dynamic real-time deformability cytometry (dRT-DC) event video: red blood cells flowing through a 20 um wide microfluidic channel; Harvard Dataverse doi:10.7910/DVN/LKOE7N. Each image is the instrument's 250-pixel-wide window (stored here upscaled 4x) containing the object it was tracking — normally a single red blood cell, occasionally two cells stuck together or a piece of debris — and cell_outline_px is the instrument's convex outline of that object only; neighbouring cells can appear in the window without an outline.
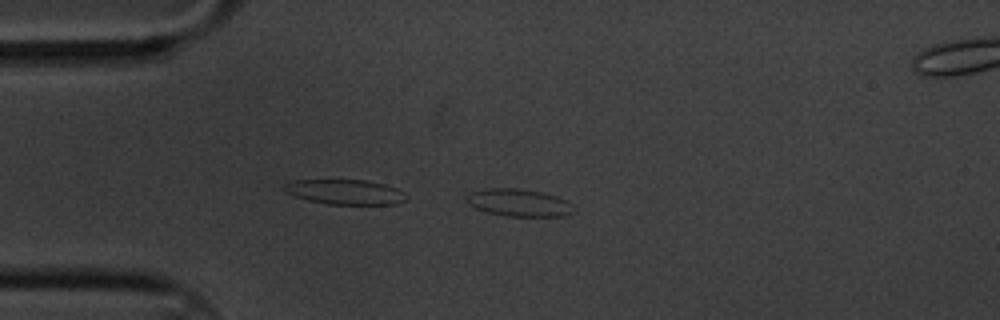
{"species": "common noctule bat (a hibernating species)", "species_latin": "Nyctalus noctula", "temperature_condition": "cold", "stored_images_in_passage": 5, "camera_frame_rate_fps": 3000, "um_per_image_px": 0.085, "animal": {"sex": "male", "body_mass_g": 20.1, "forearm_length_mm": 53.5}, "frame": {"image": 1, "passage_image": 2, "time_ms": 0.333, "image_size_px": [1000, 320], "cell_outline_px": [[572, 212], [564, 216], [508, 216], [488, 212], [476, 208], [468, 204], [468, 196], [472, 192], [488, 188], [516, 188], [544, 192], [568, 200], [572, 204]], "centroid_in_image_um": [44.15, 17.22], "position_along_channel_um": 40.9, "area_um2": 16.94}}
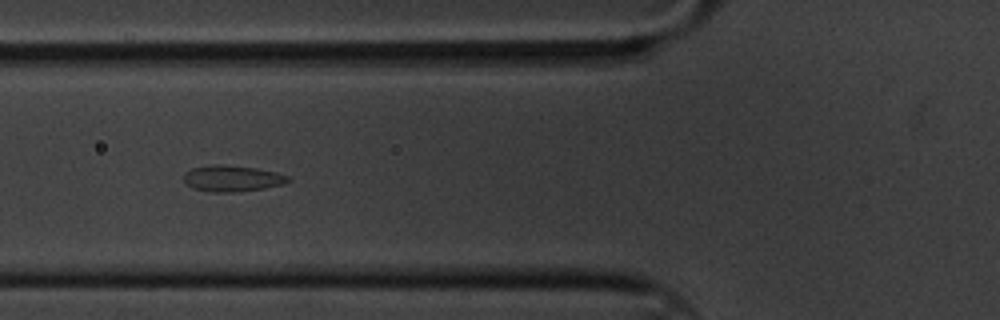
{"frame": {"image": 2, "passage_image": 4, "time_ms": 1.0, "image_size_px": [1000, 320], "cell_outline_px": [[288, 180], [284, 184], [264, 188], [232, 192], [208, 192], [192, 188], [184, 184], [184, 172], [192, 168], [212, 164], [220, 164], [256, 168], [276, 172], [288, 176]], "centroid_in_image_um": [19.66, 15.17], "position_along_channel_um": 106.1, "area_um2": 15.95}}
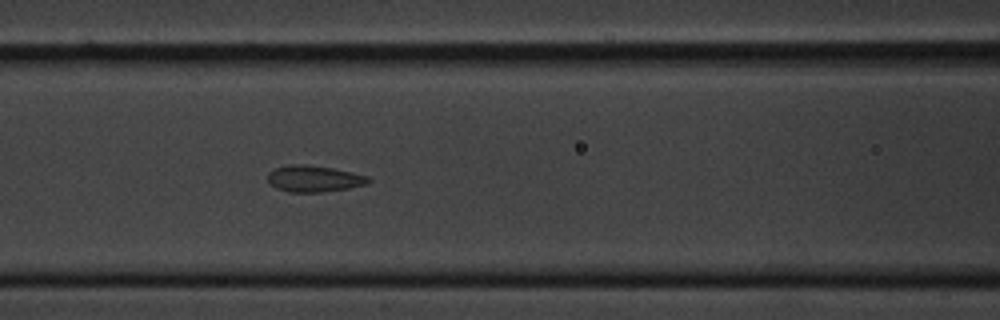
{"frame": {"image": 3, "passage_image": 5, "time_ms": 1.333, "image_size_px": [1000, 320], "cell_outline_px": [[372, 180], [368, 184], [348, 188], [320, 192], [288, 192], [276, 188], [268, 184], [268, 172], [276, 168], [292, 164], [304, 164], [332, 168], [352, 172], [368, 176]], "centroid_in_image_um": [26.68, 15.19], "position_along_channel_um": 139.9, "area_um2": 15.55}}